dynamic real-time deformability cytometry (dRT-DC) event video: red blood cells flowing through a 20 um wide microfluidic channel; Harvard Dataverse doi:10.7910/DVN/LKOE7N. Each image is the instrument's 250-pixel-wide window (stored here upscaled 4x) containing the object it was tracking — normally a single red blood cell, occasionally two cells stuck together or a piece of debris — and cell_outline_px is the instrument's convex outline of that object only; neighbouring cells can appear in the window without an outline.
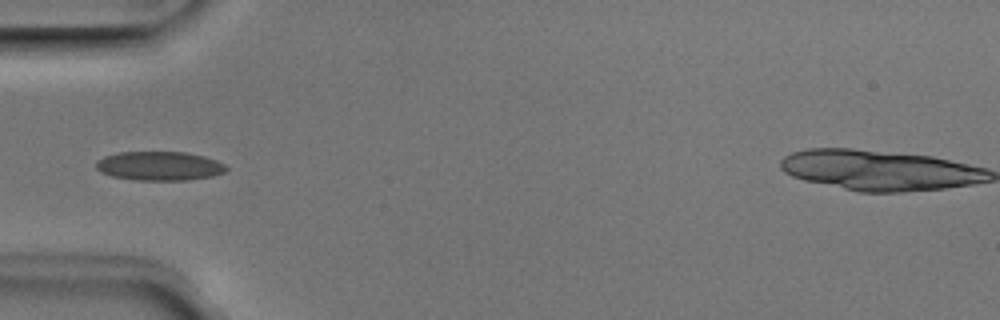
{"species": "Egyptian fruit bat (a non-hibernating species)", "species_latin": "Rousettus aegyptiacus", "temperature_condition": "room temperature", "stored_images_in_passage": 31, "camera_frame_rate_fps": 3000, "um_per_image_px": 0.085, "animal": {"sex": "male"}, "frame": {"image": 1, "passage_image": 1, "time_ms": 0.0, "image_size_px": [1000, 320], "cell_outline_px": [[228, 168], [224, 172], [212, 176], [188, 180], [136, 180], [112, 176], [100, 172], [96, 168], [96, 160], [104, 156], [120, 152], [184, 152], [204, 156], [216, 160], [224, 164]], "centroid_in_image_um": [13.53, 14.11], "position_along_channel_um": 71.5, "area_um2": 22.02}}
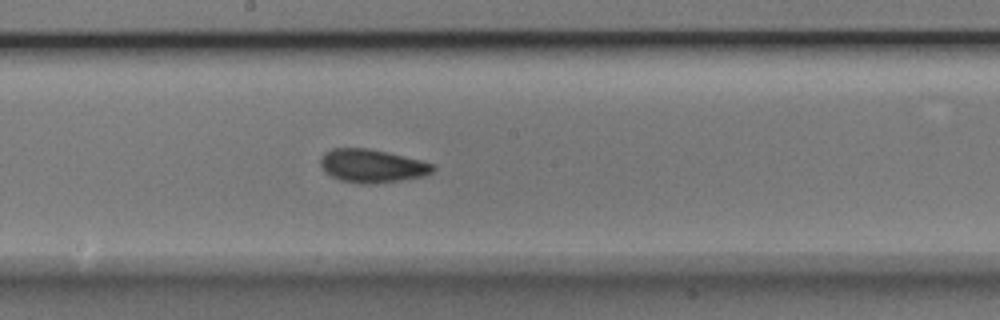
{"frame": {"image": 2, "passage_image": 12, "time_ms": 3.667, "image_size_px": [1000, 320], "cell_outline_px": [[436, 168], [432, 172], [424, 176], [400, 180], [368, 184], [360, 184], [340, 180], [324, 172], [320, 164], [320, 156], [324, 152], [332, 148], [368, 148], [404, 156], [436, 164]], "centroid_in_image_um": [31.61, 14.09], "position_along_channel_um": 216.6, "area_um2": 21.91}}
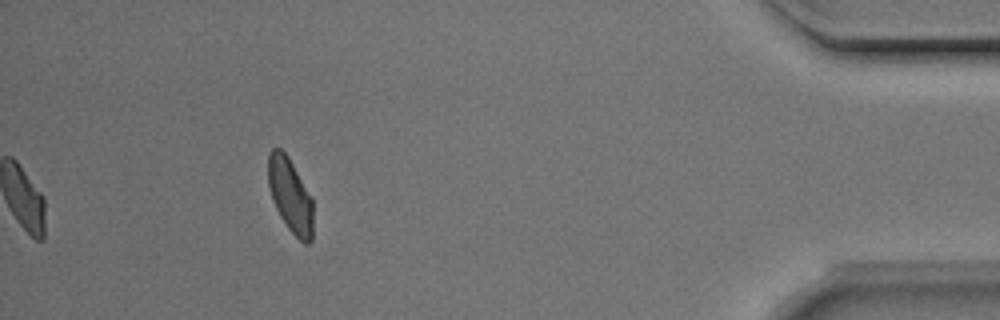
{"frame": {"image": 3, "passage_image": 31, "time_ms": 10.0, "image_size_px": [1000, 320], "cell_outline_px": [[312, 240], [308, 244], [304, 244], [288, 228], [280, 216], [272, 200], [268, 188], [268, 152], [272, 148], [280, 148], [288, 156], [312, 196]], "centroid_in_image_um": [24.66, 16.59], "position_along_channel_um": 410.5, "area_um2": 19.59}, "authors_computed_cell_mechanics": {"area_um2": 21.2704, "velocity_mm_per_s": 3.9541, "shape_relaxation_time_tau1_ms": 3.1239, "shape_relaxation_time_tau2_ms": 1.127, "deformation_change_tau1": 0.1048, "deformation_change_tau2": 0.0573}}